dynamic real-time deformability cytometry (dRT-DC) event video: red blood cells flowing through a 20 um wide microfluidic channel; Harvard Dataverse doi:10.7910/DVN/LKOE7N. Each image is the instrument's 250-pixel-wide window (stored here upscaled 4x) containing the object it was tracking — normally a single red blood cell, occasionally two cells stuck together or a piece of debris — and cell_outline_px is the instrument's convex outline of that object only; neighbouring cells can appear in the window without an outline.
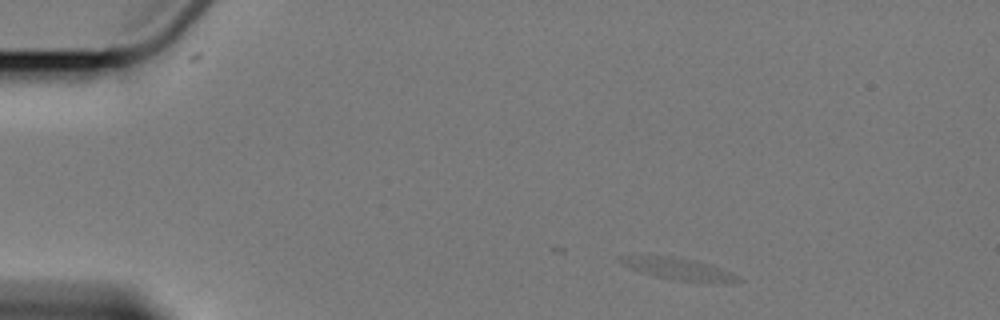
{"species": "Egyptian fruit bat (a non-hibernating species)", "species_latin": "Rousettus aegyptiacus", "temperature_condition": "cold", "stored_images_in_passage": 3, "camera_frame_rate_fps": 3000, "um_per_image_px": 0.085, "animal": {"sex": "female"}, "frame": {"image": 1, "passage_image": 1, "time_ms": 0.0, "image_size_px": [1000, 320], "cell_outline_px": [[744, 280], [732, 284], [680, 280], [656, 276], [632, 268], [616, 260], [616, 256], [656, 256], [692, 260], [708, 264], [740, 276]], "centroid_in_image_um": [57.77, 22.89], "position_along_channel_um": 27.2, "area_um2": 14.45}}